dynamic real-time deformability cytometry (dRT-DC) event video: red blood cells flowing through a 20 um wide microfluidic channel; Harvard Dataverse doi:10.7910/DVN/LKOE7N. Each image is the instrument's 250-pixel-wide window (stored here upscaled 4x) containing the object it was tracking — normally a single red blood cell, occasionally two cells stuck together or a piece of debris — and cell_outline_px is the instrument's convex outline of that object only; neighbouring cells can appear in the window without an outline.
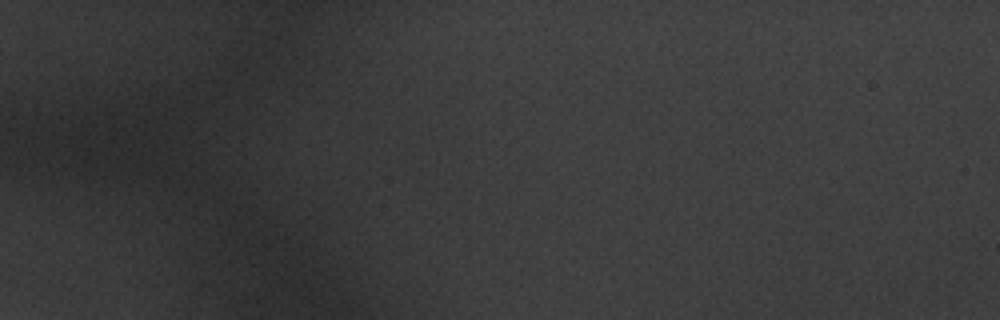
{"species": "common noctule bat (a hibernating species)", "species_latin": "Nyctalus noctula", "temperature_condition": "warm", "stored_images_in_passage": 1, "camera_frame_rate_fps": 3000, "um_per_image_px": 0.085, "animal": {"sex": "male", "body_mass_g": 20.1, "forearm_length_mm": 53.5}, "frame": {"image": 1, "passage_image": 1, "time_ms": 0.0, "image_size_px": [1000, 320], "cell_outline_px": [[164, 180], [152, 180], [108, 176], [68, 164], [64, 148], [64, 144], [108, 128], [144, 124], [164, 172]], "centroid_in_image_um": [9.95, 13.05], "position_along_channel_um": 75.1, "area_um2": 28.44}}